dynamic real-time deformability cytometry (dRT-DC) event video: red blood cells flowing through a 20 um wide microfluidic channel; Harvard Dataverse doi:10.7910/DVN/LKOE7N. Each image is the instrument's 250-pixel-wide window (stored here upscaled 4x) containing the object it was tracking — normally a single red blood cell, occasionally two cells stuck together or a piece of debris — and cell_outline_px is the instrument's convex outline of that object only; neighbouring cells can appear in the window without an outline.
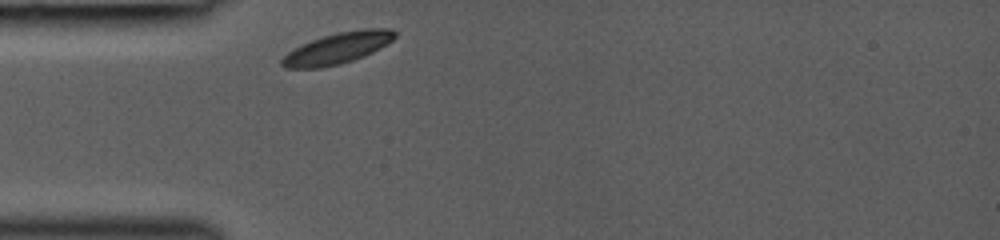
{"species": "common noctule bat (a hibernating species)", "species_latin": "Nyctalus noctula", "temperature_condition": "room temperature", "stored_images_in_passage": 26, "camera_frame_rate_fps": 3000, "um_per_image_px": 0.085, "animal": {"sex": "female", "body_mass_g": 19.0, "forearm_length_mm": 53.3}, "frame": {"image": 1, "passage_image": 1, "time_ms": 0.0, "image_size_px": [1000, 240], "cell_outline_px": [[396, 36], [392, 40], [372, 52], [364, 56], [340, 64], [320, 68], [284, 68], [280, 64], [280, 60], [288, 52], [312, 40], [324, 36], [340, 32], [368, 28], [388, 28], [396, 32]], "centroid_in_image_um": [28.68, 4.11], "position_along_channel_um": 56.3, "area_um2": 20.11}}
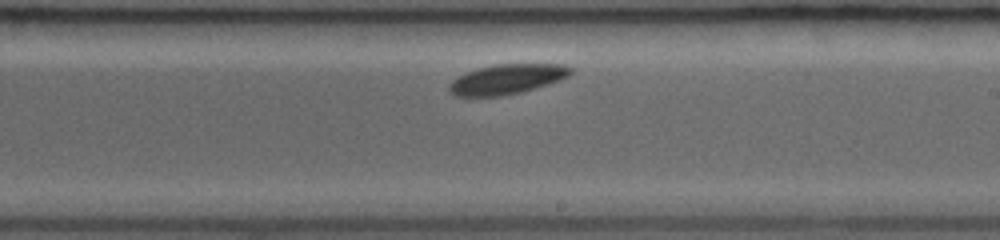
{"frame": {"image": 2, "passage_image": 15, "time_ms": 4.667, "image_size_px": [1000, 240], "cell_outline_px": [[572, 72], [568, 76], [560, 80], [548, 84], [520, 92], [500, 96], [456, 96], [448, 92], [448, 84], [456, 76], [476, 68], [492, 64], [564, 64], [572, 68]], "centroid_in_image_um": [43.04, 6.72], "position_along_channel_um": 246.0, "area_um2": 21.33}}
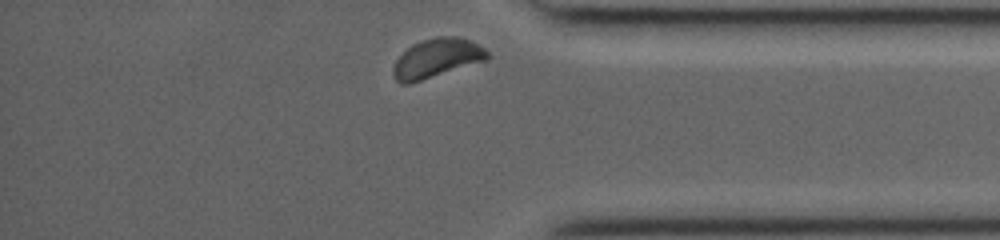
{"frame": {"image": 3, "passage_image": 26, "time_ms": 8.333, "image_size_px": [1000, 240], "cell_outline_px": [[488, 60], [408, 84], [400, 84], [392, 76], [392, 68], [396, 60], [412, 44], [436, 36], [456, 36], [468, 40], [484, 48], [488, 52]], "centroid_in_image_um": [37.1, 4.96], "position_along_channel_um": 398.1, "area_um2": 21.27}}